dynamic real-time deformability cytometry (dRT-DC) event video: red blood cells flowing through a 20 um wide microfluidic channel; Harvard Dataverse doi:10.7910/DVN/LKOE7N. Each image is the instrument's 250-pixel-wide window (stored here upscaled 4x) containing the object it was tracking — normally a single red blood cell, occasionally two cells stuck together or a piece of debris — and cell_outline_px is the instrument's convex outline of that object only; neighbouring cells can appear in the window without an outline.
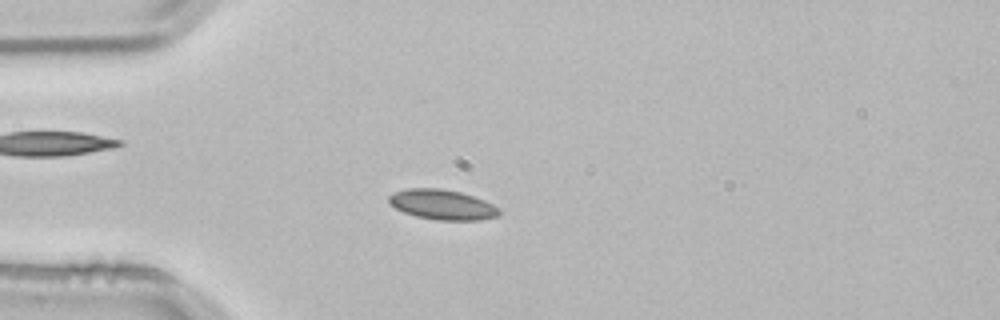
{"species": "common noctule bat (a hibernating species)", "species_latin": "Nyctalus noctula", "temperature_condition": "room temperature", "stored_images_in_passage": 3, "camera_frame_rate_fps": 3000, "um_per_image_px": 0.085, "animal": {"sex": "male", "body_mass_g": 21.5, "forearm_length_mm": 52.0}, "frame": {"image": 1, "passage_image": 3, "time_ms": 0.667, "image_size_px": [1000, 320], "cell_outline_px": [[500, 216], [480, 220], [436, 220], [416, 216], [404, 212], [388, 204], [388, 196], [392, 192], [408, 188], [440, 188], [460, 192], [484, 200], [500, 208]], "centroid_in_image_um": [37.58, 17.39], "position_along_channel_um": 47.4, "area_um2": 19.48}}